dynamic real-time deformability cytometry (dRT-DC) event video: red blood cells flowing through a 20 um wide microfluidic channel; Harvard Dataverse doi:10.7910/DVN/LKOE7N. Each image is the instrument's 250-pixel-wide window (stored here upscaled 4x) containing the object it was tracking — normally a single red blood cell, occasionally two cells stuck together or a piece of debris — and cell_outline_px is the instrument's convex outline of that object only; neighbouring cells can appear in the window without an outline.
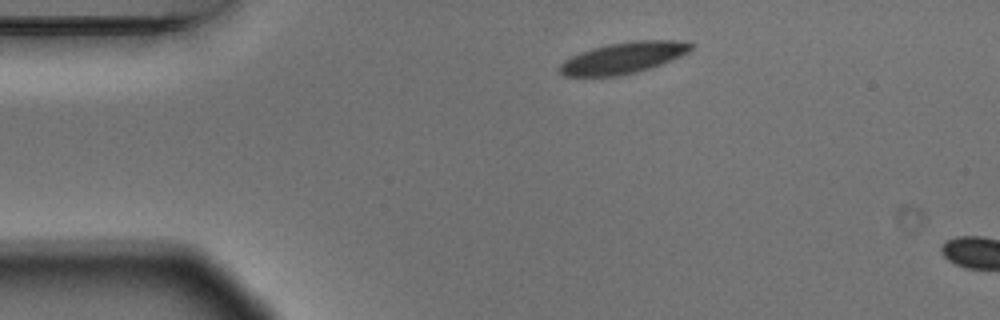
{"species": "Egyptian fruit bat (a non-hibernating species)", "species_latin": "Rousettus aegyptiacus", "temperature_condition": "warm", "stored_images_in_passage": 3, "camera_frame_rate_fps": 3000, "um_per_image_px": 0.085, "animal": {"sex": "male"}, "frame": {"image": 1, "passage_image": 1, "time_ms": 0.0, "image_size_px": [1000, 320], "cell_outline_px": [[696, 44], [688, 52], [680, 56], [660, 64], [636, 72], [620, 76], [564, 76], [556, 68], [564, 60], [580, 52], [592, 48], [608, 44], [632, 40], [676, 40]], "centroid_in_image_um": [52.96, 4.91], "position_along_channel_um": 32.0, "area_um2": 23.93}}